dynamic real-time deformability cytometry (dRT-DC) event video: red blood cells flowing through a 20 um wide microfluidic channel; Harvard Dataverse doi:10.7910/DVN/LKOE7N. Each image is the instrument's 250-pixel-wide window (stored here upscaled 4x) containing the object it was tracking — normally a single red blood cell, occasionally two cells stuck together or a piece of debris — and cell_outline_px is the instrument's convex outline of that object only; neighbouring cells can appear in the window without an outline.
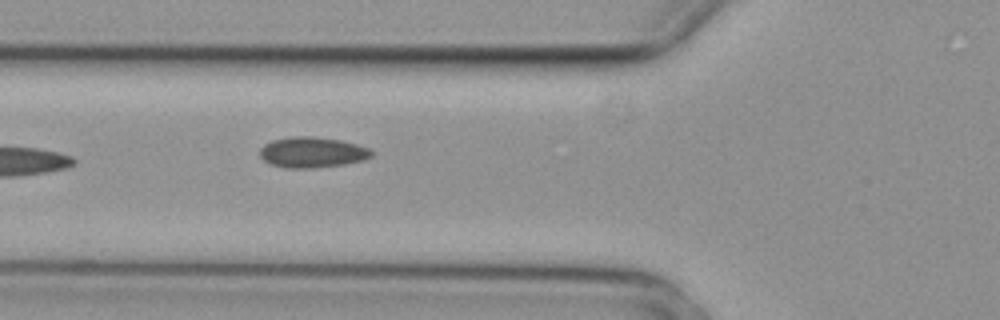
{"species": "common noctule bat (a hibernating species)", "species_latin": "Nyctalus noctula", "temperature_condition": "cold", "stored_images_in_passage": 7, "camera_frame_rate_fps": 3000, "um_per_image_px": 0.085, "animal": {"sex": "female", "body_mass_g": 29.2, "forearm_length_mm": 56.3}, "frame": {"image": 1, "passage_image": 7, "time_ms": 2.0, "image_size_px": [1000, 320], "cell_outline_px": [[372, 156], [364, 160], [344, 164], [312, 168], [284, 168], [272, 164], [264, 160], [260, 156], [260, 148], [264, 144], [272, 140], [292, 136], [312, 136], [340, 140], [356, 144], [368, 148], [372, 152]], "centroid_in_image_um": [26.52, 12.94], "position_along_channel_um": 99.3, "area_um2": 19.88}}